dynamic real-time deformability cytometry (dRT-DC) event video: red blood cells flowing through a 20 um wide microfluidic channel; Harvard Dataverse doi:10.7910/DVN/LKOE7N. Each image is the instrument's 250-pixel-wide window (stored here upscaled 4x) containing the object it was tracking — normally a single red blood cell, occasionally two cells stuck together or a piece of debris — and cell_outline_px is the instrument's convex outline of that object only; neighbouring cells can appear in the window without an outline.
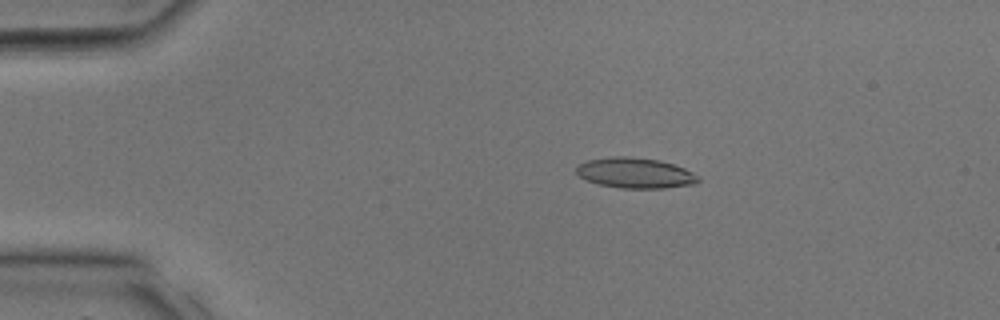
{"species": "common noctule bat (a hibernating species)", "species_latin": "Nyctalus noctula", "temperature_condition": "room temperature", "stored_images_in_passage": 32, "camera_frame_rate_fps": 3000, "um_per_image_px": 0.085, "animal": {"sex": "male", "body_mass_g": 17.9, "forearm_length_mm": 54.2}, "frame": {"image": 1, "passage_image": 6, "time_ms": 1.667, "image_size_px": [1000, 320], "cell_outline_px": [[700, 180], [696, 184], [664, 188], [620, 188], [600, 184], [588, 180], [580, 176], [576, 172], [576, 168], [580, 164], [588, 160], [612, 156], [624, 156], [660, 160], [684, 168], [700, 176]], "centroid_in_image_um": [54.03, 14.7], "position_along_channel_um": 31.0, "area_um2": 21.5}}
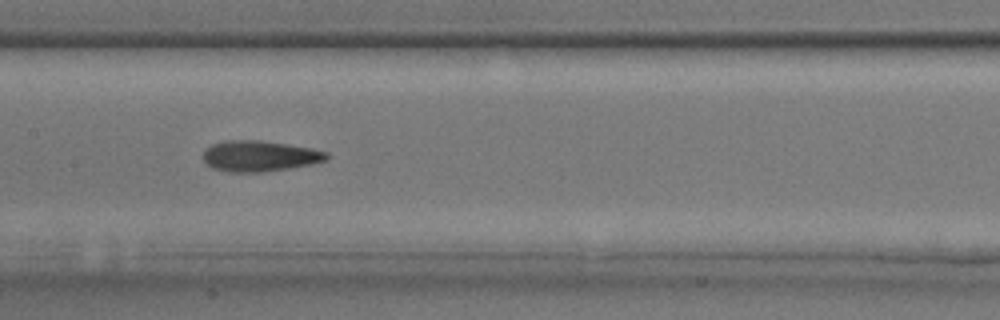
{"frame": {"image": 2, "passage_image": 16, "time_ms": 5.0, "image_size_px": [1000, 320], "cell_outline_px": [[328, 156], [324, 160], [312, 164], [264, 172], [232, 172], [212, 168], [204, 160], [204, 152], [212, 144], [224, 140], [260, 140], [312, 148], [328, 152]], "centroid_in_image_um": [22.06, 13.26], "position_along_channel_um": 185.3, "area_um2": 21.96}}
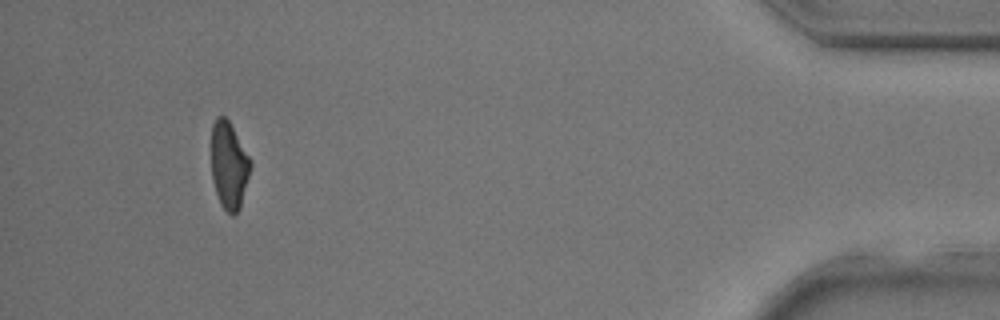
{"frame": {"image": 3, "passage_image": 30, "time_ms": 9.667, "image_size_px": [1000, 320], "cell_outline_px": [[252, 164], [240, 208], [232, 216], [220, 204], [212, 180], [212, 124], [216, 116], [224, 116], [228, 120], [252, 160]], "centroid_in_image_um": [19.47, 14.04], "position_along_channel_um": 415.7, "area_um2": 19.83}}